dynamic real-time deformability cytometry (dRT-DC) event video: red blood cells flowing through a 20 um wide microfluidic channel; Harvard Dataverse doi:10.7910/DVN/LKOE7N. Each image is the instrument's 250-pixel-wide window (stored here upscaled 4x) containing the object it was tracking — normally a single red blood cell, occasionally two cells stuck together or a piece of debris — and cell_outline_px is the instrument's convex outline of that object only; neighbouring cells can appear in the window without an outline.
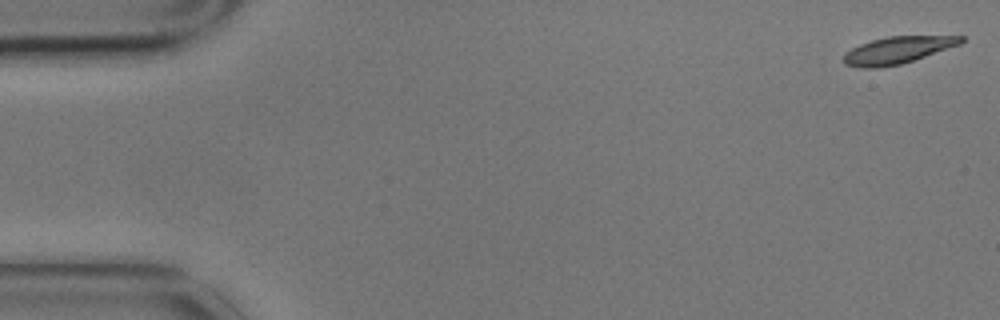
{"species": "common noctule bat (a hibernating species)", "species_latin": "Nyctalus noctula", "temperature_condition": "cold", "stored_images_in_passage": 3, "camera_frame_rate_fps": 3000, "um_per_image_px": 0.085, "animal": {"sex": "male", "body_mass_g": 17.9}, "frame": {"image": 1, "passage_image": 1, "time_ms": 0.0, "image_size_px": [1000, 320], "cell_outline_px": [[964, 40], [960, 44], [900, 64], [876, 68], [860, 68], [844, 64], [844, 56], [852, 48], [860, 44], [872, 40], [888, 36], [964, 36]], "centroid_in_image_um": [76.27, 4.26], "position_along_channel_um": 8.7, "area_um2": 18.09}}